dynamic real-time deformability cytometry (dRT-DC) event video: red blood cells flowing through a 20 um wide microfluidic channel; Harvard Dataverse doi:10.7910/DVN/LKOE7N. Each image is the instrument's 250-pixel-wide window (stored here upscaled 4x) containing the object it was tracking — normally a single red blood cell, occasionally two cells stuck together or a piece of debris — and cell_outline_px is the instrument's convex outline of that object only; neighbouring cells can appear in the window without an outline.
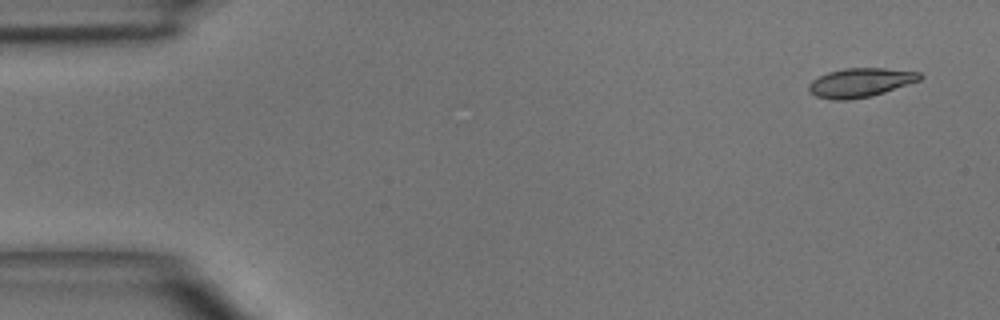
{"species": "common noctule bat (a hibernating species)", "species_latin": "Nyctalus noctula", "temperature_condition": "room temperature", "stored_images_in_passage": 3, "camera_frame_rate_fps": 3000, "um_per_image_px": 0.085, "animal": {"sex": "male", "body_mass_g": 15.6}, "frame": {"image": 1, "passage_image": 1, "time_ms": 0.0, "image_size_px": [1000, 320], "cell_outline_px": [[924, 76], [920, 80], [884, 92], [868, 96], [848, 100], [832, 100], [816, 96], [808, 88], [808, 84], [812, 80], [828, 72], [844, 68], [884, 68], [920, 72]], "centroid_in_image_um": [73.13, 7.01], "position_along_channel_um": 11.9, "area_um2": 18.61}}
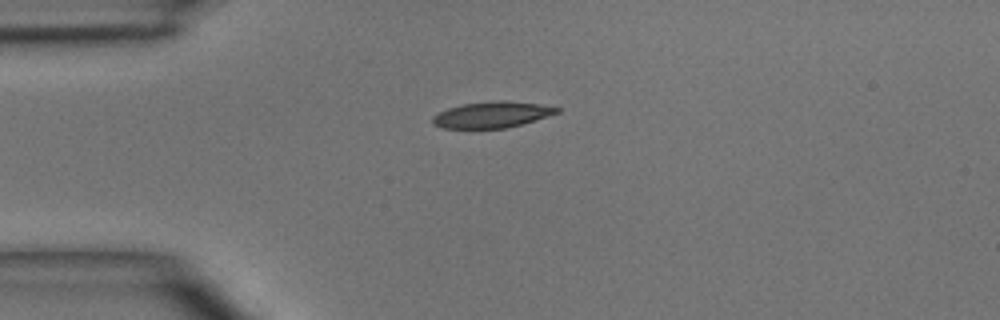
{"frame": {"image": 2, "passage_image": 3, "time_ms": 3.0, "image_size_px": [1000, 320], "cell_outline_px": [[560, 112], [520, 124], [504, 128], [444, 128], [432, 124], [432, 116], [448, 108], [460, 104], [496, 100], [500, 100], [536, 104], [560, 108]], "centroid_in_image_um": [41.75, 9.74], "position_along_channel_um": 43.2, "area_um2": 18.61}}